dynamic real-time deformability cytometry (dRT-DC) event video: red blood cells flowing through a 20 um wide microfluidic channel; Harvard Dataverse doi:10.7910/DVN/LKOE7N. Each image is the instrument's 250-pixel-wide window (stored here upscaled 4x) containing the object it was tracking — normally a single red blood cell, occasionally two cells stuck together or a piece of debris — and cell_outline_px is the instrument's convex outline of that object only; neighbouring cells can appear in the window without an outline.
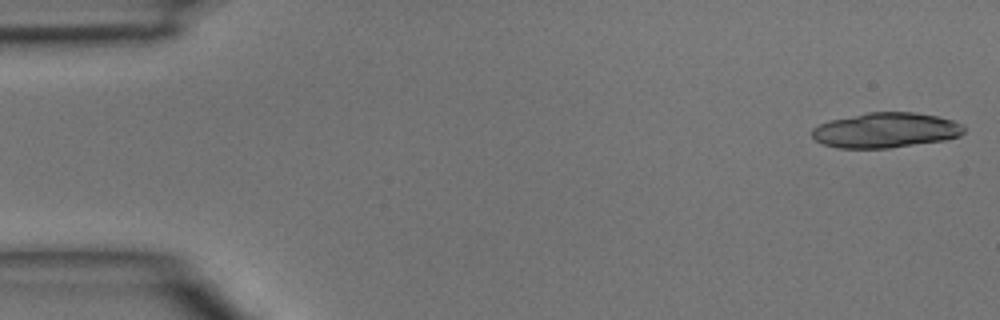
{"species": "common noctule bat (a hibernating species)", "species_latin": "Nyctalus noctula", "temperature_condition": "room temperature", "stored_images_in_passage": 15, "camera_frame_rate_fps": 3000, "um_per_image_px": 0.085, "animal": {"sex": "male", "body_mass_g": 15.6}, "frame": {"image": 1, "passage_image": 1, "time_ms": 0.0, "image_size_px": [1000, 320], "cell_outline_px": [[964, 132], [960, 136], [944, 140], [888, 148], [836, 148], [824, 144], [816, 140], [812, 136], [812, 128], [828, 120], [868, 112], [916, 112], [936, 116], [952, 120], [960, 124], [964, 128]], "centroid_in_image_um": [75.26, 11.06], "position_along_channel_um": 9.7, "area_um2": 31.04}}